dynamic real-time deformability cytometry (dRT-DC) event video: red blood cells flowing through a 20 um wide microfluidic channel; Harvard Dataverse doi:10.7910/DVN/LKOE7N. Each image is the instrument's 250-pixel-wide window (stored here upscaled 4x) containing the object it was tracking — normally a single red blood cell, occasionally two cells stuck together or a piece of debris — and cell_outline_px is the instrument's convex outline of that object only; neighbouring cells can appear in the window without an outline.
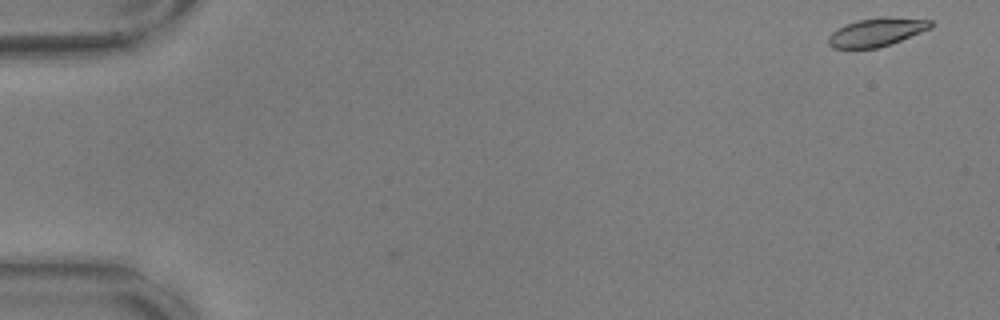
{"species": "common noctule bat (a hibernating species)", "species_latin": "Nyctalus noctula", "temperature_condition": "warm", "stored_images_in_passage": 43, "camera_frame_rate_fps": 3000, "um_per_image_px": 0.085, "animal": {"sex": "male", "body_mass_g": 17.9, "forearm_length_mm": 54.2}, "frame": {"image": 1, "passage_image": 1, "time_ms": 0.0, "image_size_px": [1000, 320], "cell_outline_px": [[932, 28], [900, 40], [876, 48], [832, 48], [828, 44], [828, 36], [836, 28], [844, 24], [856, 20], [884, 16], [888, 16], [932, 20]], "centroid_in_image_um": [74.48, 2.71], "position_along_channel_um": 10.5, "area_um2": 16.99}}
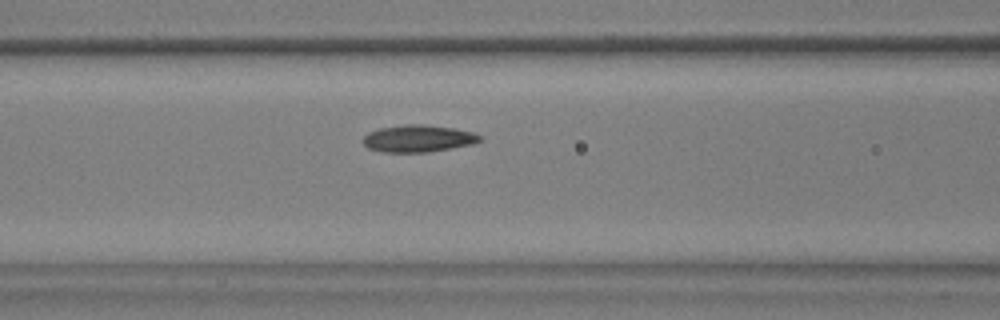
{"frame": {"image": 2, "passage_image": 23, "time_ms": 7.333, "image_size_px": [1000, 320], "cell_outline_px": [[480, 140], [472, 144], [452, 148], [428, 152], [384, 152], [368, 148], [364, 144], [364, 136], [368, 132], [380, 128], [404, 124], [424, 124], [456, 128], [472, 132], [480, 136]], "centroid_in_image_um": [35.54, 11.76], "position_along_channel_um": 131.1, "area_um2": 18.38}}
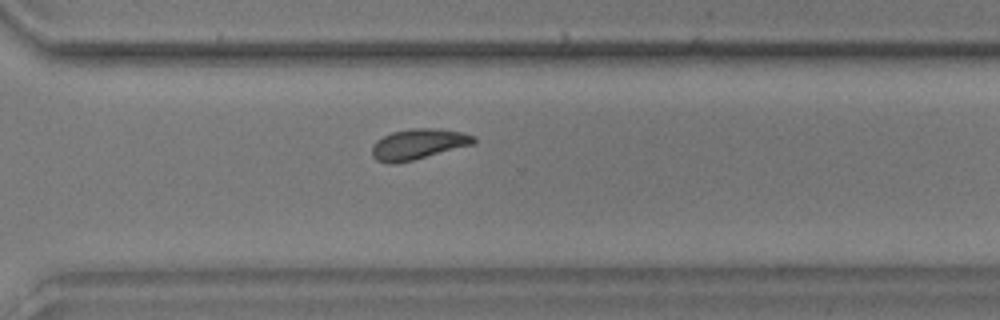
{"frame": {"image": 3, "passage_image": 40, "time_ms": 13.0, "image_size_px": [1000, 320], "cell_outline_px": [[476, 140], [472, 144], [412, 160], [396, 164], [388, 164], [376, 160], [372, 156], [372, 144], [376, 140], [392, 132], [412, 128], [440, 128], [464, 132], [476, 136]], "centroid_in_image_um": [35.53, 12.24], "position_along_channel_um": 335.1, "area_um2": 18.15}, "authors_computed_cell_mechanics": {"area_um2": 17.8024, "velocity_mm_per_s": 3.6036, "shape_relaxation_time_tau1_ms": null, "shape_relaxation_time_tau2_ms": 3.1079, "deformation_change_tau1": null, "deformation_change_tau2": 0.0721}}